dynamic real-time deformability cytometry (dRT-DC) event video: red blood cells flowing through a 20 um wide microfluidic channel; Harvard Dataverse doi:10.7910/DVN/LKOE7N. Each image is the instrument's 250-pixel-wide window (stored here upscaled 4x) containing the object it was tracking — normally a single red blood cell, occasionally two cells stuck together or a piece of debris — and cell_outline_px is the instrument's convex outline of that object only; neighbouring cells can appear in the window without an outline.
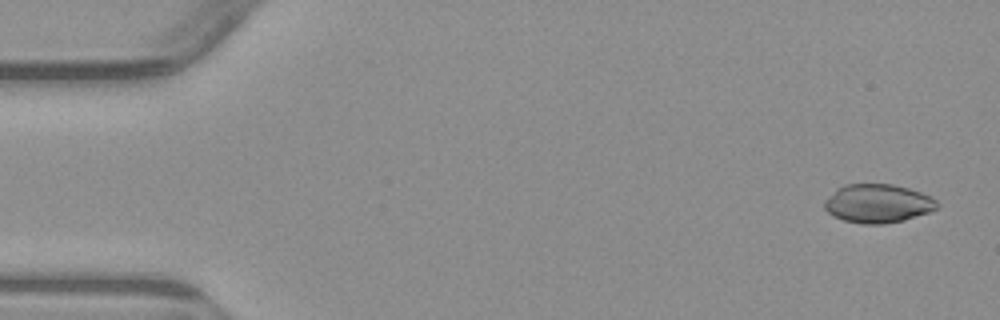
{"species": "common noctule bat (a hibernating species)", "species_latin": "Nyctalus noctula", "temperature_condition": "warm", "stored_images_in_passage": 7, "camera_frame_rate_fps": 3000, "um_per_image_px": 0.085, "animal": {"sex": "male", "body_mass_g": 23.1, "forearm_length_mm": 52.7}, "frame": {"image": 1, "passage_image": 1, "time_ms": 0.0, "image_size_px": [1000, 320], "cell_outline_px": [[940, 204], [936, 208], [928, 212], [904, 220], [884, 224], [864, 224], [844, 220], [832, 216], [824, 208], [824, 200], [836, 188], [844, 184], [892, 184], [908, 188], [932, 196]], "centroid_in_image_um": [74.59, 17.29], "position_along_channel_um": 10.4, "area_um2": 25.49}}
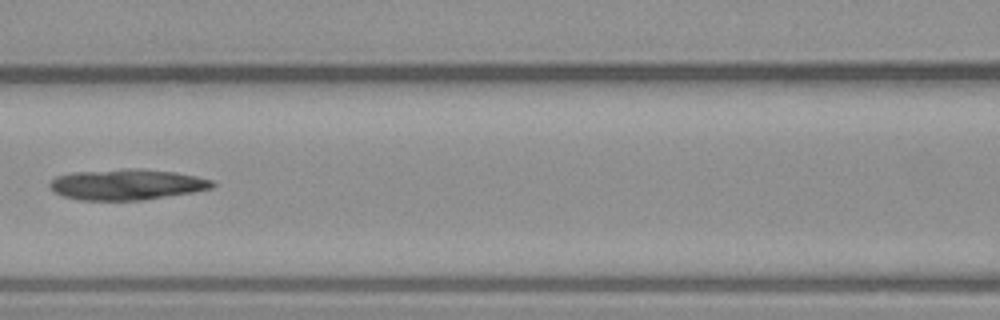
{"frame": {"image": 2, "passage_image": 6, "time_ms": 7.0, "image_size_px": [1000, 320], "cell_outline_px": [[216, 184], [212, 188], [192, 192], [144, 200], [80, 200], [64, 196], [52, 192], [48, 188], [48, 184], [56, 176], [72, 172], [124, 168], [140, 168], [176, 172], [196, 176], [212, 180]], "centroid_in_image_um": [10.74, 15.67], "position_along_channel_um": 155.9, "area_um2": 29.48}}
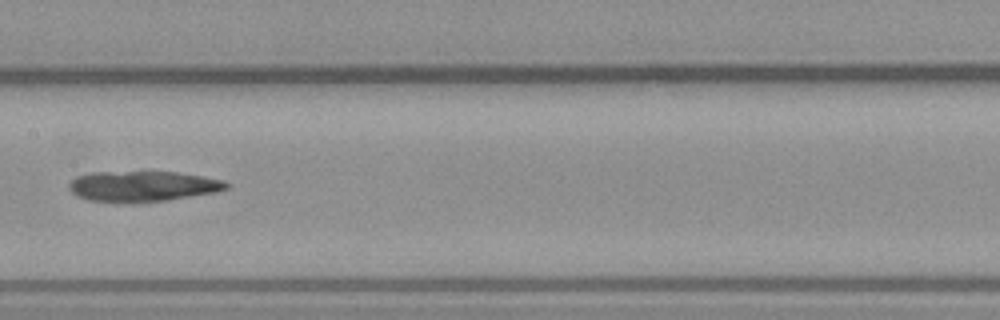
{"frame": {"image": 3, "passage_image": 7, "time_ms": 8.0, "image_size_px": [1000, 320], "cell_outline_px": [[232, 184], [228, 188], [216, 192], [168, 200], [132, 204], [88, 200], [76, 196], [68, 188], [68, 184], [76, 176], [92, 172], [176, 172], [224, 180]], "centroid_in_image_um": [12.11, 15.85], "position_along_channel_um": 195.3, "area_um2": 28.38}}